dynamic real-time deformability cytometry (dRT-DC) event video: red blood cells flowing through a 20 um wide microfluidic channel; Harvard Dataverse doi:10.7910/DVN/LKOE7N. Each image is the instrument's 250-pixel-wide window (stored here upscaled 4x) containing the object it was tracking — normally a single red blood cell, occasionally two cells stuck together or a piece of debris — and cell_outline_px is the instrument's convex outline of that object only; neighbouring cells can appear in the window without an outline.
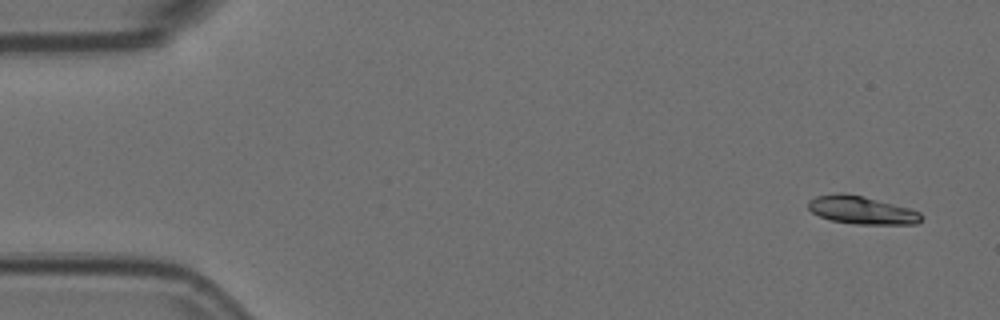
{"species": "Egyptian fruit bat (a non-hibernating species)", "species_latin": "Rousettus aegyptiacus", "temperature_condition": "room temperature", "stored_images_in_passage": 5, "camera_frame_rate_fps": 3000, "um_per_image_px": 0.085, "animal": {"sex": "female"}, "frame": {"image": 1, "passage_image": 1, "time_ms": 0.0, "image_size_px": [1000, 320], "cell_outline_px": [[924, 216], [916, 224], [856, 224], [832, 220], [820, 216], [812, 212], [808, 208], [808, 200], [816, 196], [840, 192], [844, 192], [864, 196], [912, 208], [920, 212]], "centroid_in_image_um": [73.26, 17.84], "position_along_channel_um": 11.7, "area_um2": 18.61}}
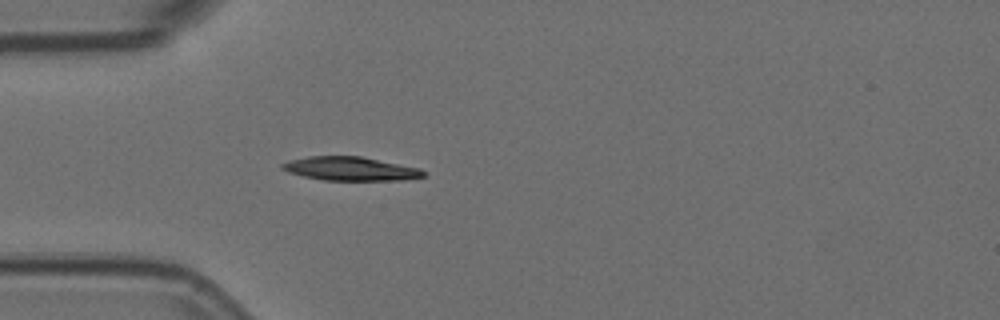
{"frame": {"image": 2, "passage_image": 5, "time_ms": 1.333, "image_size_px": [1000, 320], "cell_outline_px": [[428, 176], [404, 180], [324, 180], [304, 176], [288, 172], [280, 168], [280, 164], [288, 160], [308, 156], [360, 156], [420, 168]], "centroid_in_image_um": [29.78, 14.34], "position_along_channel_um": 55.2, "area_um2": 19.59}}